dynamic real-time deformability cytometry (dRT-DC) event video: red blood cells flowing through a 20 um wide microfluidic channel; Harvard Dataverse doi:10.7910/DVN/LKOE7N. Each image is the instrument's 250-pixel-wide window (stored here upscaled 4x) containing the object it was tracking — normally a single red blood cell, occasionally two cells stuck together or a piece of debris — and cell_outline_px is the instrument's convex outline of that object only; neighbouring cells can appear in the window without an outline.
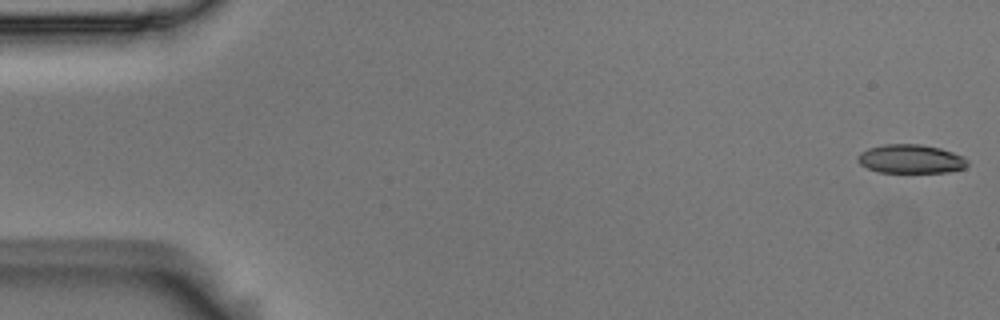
{"species": "Egyptian fruit bat (a non-hibernating species)", "species_latin": "Rousettus aegyptiacus", "temperature_condition": "room temperature", "stored_images_in_passage": 54, "camera_frame_rate_fps": 3000, "um_per_image_px": 0.085, "animal": {"sex": "male"}, "frame": {"image": 1, "passage_image": 1, "time_ms": 0.0, "image_size_px": [1000, 320], "cell_outline_px": [[968, 164], [964, 168], [948, 172], [880, 172], [868, 168], [860, 164], [856, 160], [856, 156], [860, 152], [868, 148], [884, 144], [920, 144], [940, 148], [964, 156], [968, 160]], "centroid_in_image_um": [77.4, 13.5], "position_along_channel_um": 7.6, "area_um2": 18.5}}
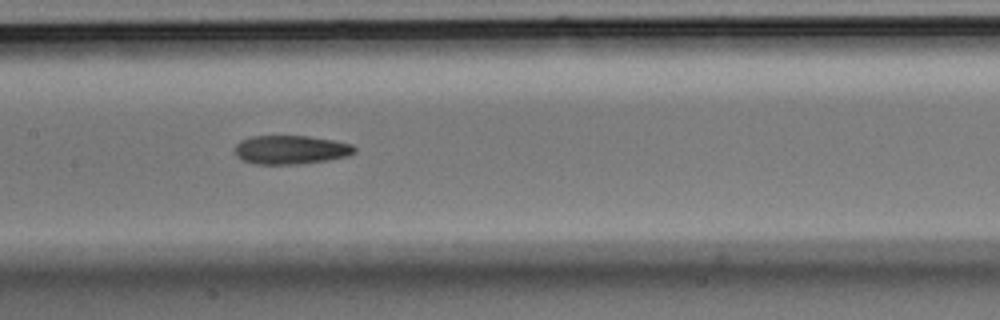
{"frame": {"image": 2, "passage_image": 26, "time_ms": 8.333, "image_size_px": [1000, 320], "cell_outline_px": [[356, 152], [348, 156], [328, 160], [296, 164], [252, 164], [236, 156], [232, 152], [236, 144], [240, 140], [252, 136], [308, 136], [332, 140], [352, 144], [356, 148]], "centroid_in_image_um": [24.68, 12.73], "position_along_channel_um": 182.7, "area_um2": 20.23}}
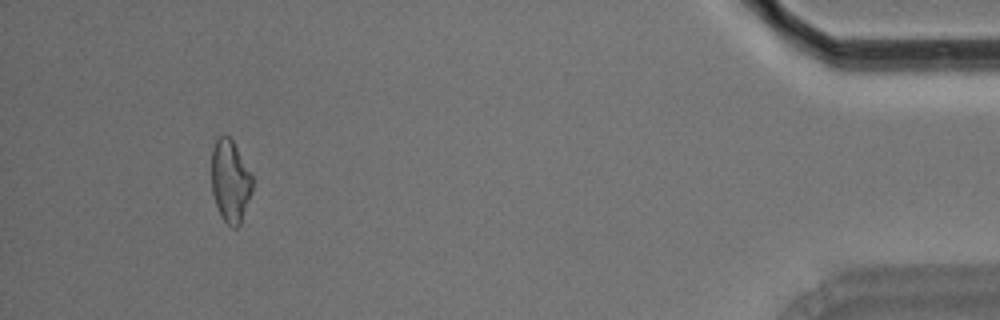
{"frame": {"image": 3, "passage_image": 50, "time_ms": 16.333, "image_size_px": [1000, 320], "cell_outline_px": [[252, 192], [240, 224], [236, 228], [232, 228], [220, 216], [212, 192], [212, 148], [216, 136], [228, 136], [232, 140], [252, 176]], "centroid_in_image_um": [19.56, 15.4], "position_along_channel_um": 415.6, "area_um2": 19.48}, "authors_computed_cell_mechanics": {"area_um2": 20.23, "velocity_mm_per_s": 3.7547, "shape_relaxation_time_tau1_ms": 6.4123, "shape_relaxation_time_tau2_ms": 3.1908, "deformation_change_tau1": 0.1702, "deformation_change_tau2": 0.116}}